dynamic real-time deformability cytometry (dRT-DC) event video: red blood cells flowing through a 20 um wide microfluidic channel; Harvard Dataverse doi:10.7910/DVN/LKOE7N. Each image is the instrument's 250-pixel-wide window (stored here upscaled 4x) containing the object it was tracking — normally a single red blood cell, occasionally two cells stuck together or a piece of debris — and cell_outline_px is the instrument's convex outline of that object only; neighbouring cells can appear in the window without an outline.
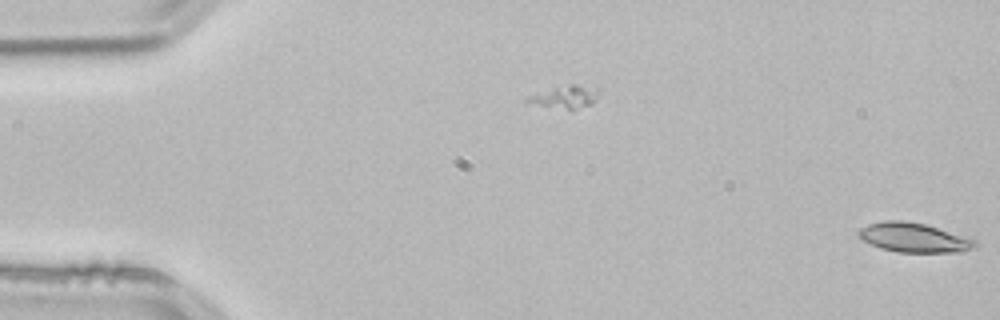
{"species": "common noctule bat (a hibernating species)", "species_latin": "Nyctalus noctula", "temperature_condition": "room temperature", "stored_images_in_passage": 12, "camera_frame_rate_fps": 3000, "um_per_image_px": 0.085, "animal": {"sex": "male", "body_mass_g": 21.5, "forearm_length_mm": 52.0}, "frame": {"image": 1, "passage_image": 12, "time_ms": 3.667, "image_size_px": [1000, 320], "cell_outline_px": [[976, 248], [964, 252], [896, 252], [880, 248], [864, 240], [856, 232], [860, 228], [868, 224], [884, 220], [904, 220], [924, 224], [972, 236], [976, 240]], "centroid_in_image_um": [77.77, 20.19], "position_along_channel_um": 7.2, "area_um2": 20.35}}